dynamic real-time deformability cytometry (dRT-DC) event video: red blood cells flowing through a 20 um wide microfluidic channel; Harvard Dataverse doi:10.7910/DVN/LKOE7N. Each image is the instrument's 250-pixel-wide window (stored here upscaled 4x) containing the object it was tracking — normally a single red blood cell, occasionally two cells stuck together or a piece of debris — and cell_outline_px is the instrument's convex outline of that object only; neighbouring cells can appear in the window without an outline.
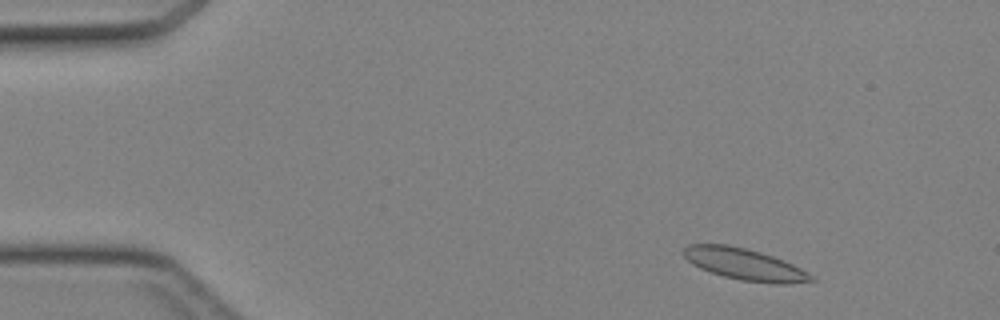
{"species": "Egyptian fruit bat (a non-hibernating species)", "species_latin": "Rousettus aegyptiacus", "temperature_condition": "cold", "stored_images_in_passage": 44, "camera_frame_rate_fps": 3000, "um_per_image_px": 0.085, "animal": {"sex": "female"}, "frame": {"image": 1, "passage_image": 4, "time_ms": 1.0, "image_size_px": [1000, 320], "cell_outline_px": [[816, 280], [788, 284], [772, 284], [740, 280], [724, 276], [700, 268], [692, 264], [684, 256], [684, 248], [688, 244], [728, 244], [760, 252], [784, 260], [816, 276]], "centroid_in_image_um": [63.33, 22.47], "position_along_channel_um": 21.7, "area_um2": 23.47}}
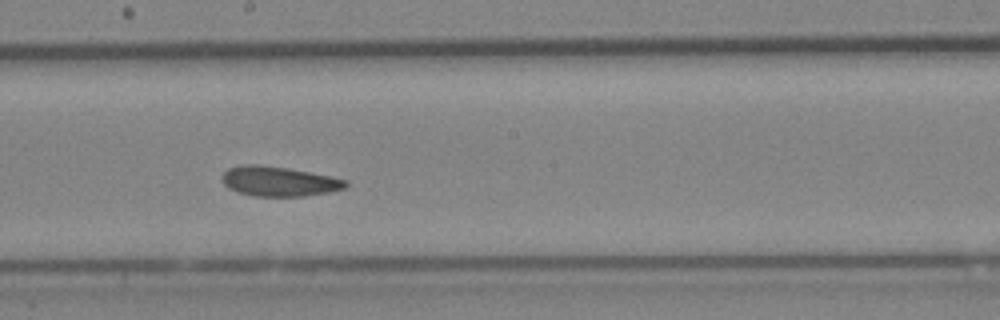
{"frame": {"image": 2, "passage_image": 24, "time_ms": 7.667, "image_size_px": [1000, 320], "cell_outline_px": [[348, 188], [328, 192], [304, 196], [256, 196], [240, 192], [228, 188], [224, 184], [220, 176], [228, 168], [244, 164], [260, 164], [288, 168], [348, 180]], "centroid_in_image_um": [23.7, 15.41], "position_along_channel_um": 224.5, "area_um2": 21.44}}
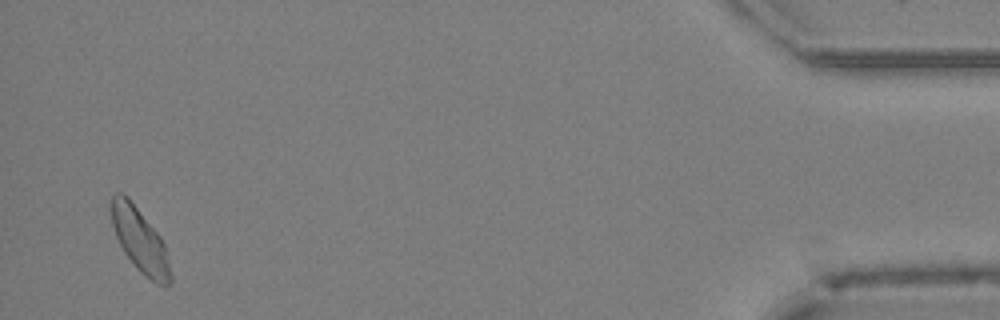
{"frame": {"image": 3, "passage_image": 43, "time_ms": 14.0, "image_size_px": [1000, 320], "cell_outline_px": [[172, 280], [168, 284], [156, 284], [144, 276], [136, 268], [124, 252], [116, 236], [112, 224], [112, 196], [116, 192], [120, 192], [128, 196], [160, 236], [164, 244], [172, 276]], "centroid_in_image_um": [11.9, 20.43], "position_along_channel_um": 423.3, "area_um2": 21.79}}